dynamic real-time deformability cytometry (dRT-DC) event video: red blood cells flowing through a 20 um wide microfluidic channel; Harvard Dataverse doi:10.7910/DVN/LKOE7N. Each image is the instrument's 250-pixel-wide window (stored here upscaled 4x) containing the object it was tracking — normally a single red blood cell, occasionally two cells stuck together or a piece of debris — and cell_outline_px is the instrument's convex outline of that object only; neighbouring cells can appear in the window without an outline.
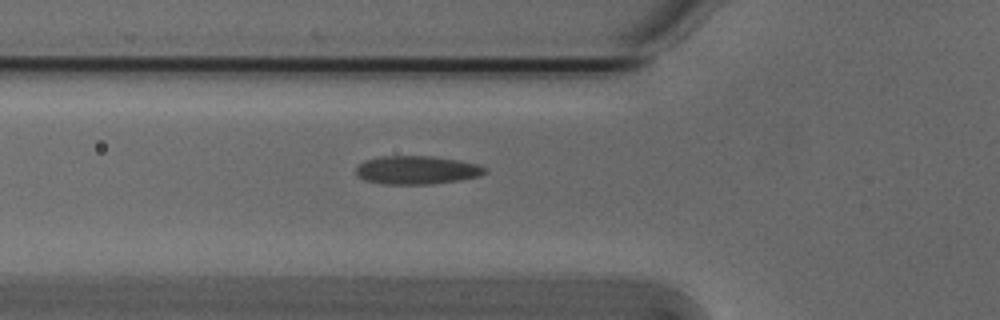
{"species": "Egyptian fruit bat (a non-hibernating species)", "species_latin": "Rousettus aegyptiacus", "temperature_condition": "cold", "stored_images_in_passage": 36, "camera_frame_rate_fps": 3000, "um_per_image_px": 0.085, "animal": {"sex": "male"}, "frame": {"image": 1, "passage_image": 5, "time_ms": 1.333, "image_size_px": [1000, 320], "cell_outline_px": [[488, 172], [480, 176], [460, 180], [432, 184], [380, 184], [364, 180], [356, 176], [356, 168], [364, 160], [380, 156], [432, 156], [460, 160], [476, 164], [484, 168]], "centroid_in_image_um": [35.4, 14.46], "position_along_channel_um": 90.4, "area_um2": 21.5}}
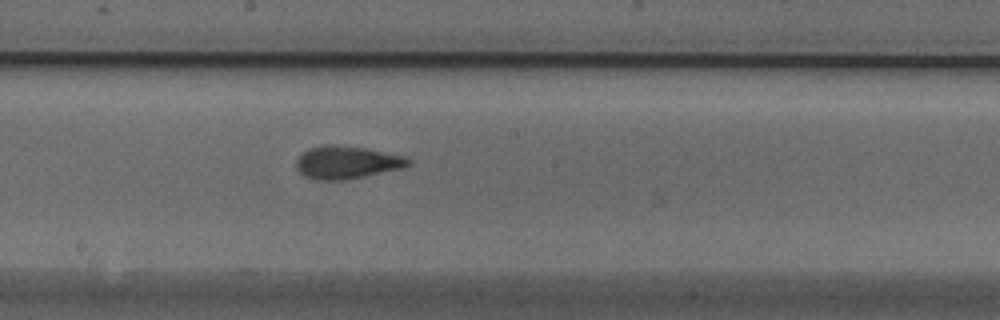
{"frame": {"image": 2, "passage_image": 15, "time_ms": 4.667, "image_size_px": [1000, 320], "cell_outline_px": [[412, 164], [404, 168], [344, 180], [316, 180], [304, 176], [296, 168], [296, 160], [308, 148], [324, 144], [336, 144], [368, 148], [404, 156], [412, 160]], "centroid_in_image_um": [29.5, 13.79], "position_along_channel_um": 218.7, "area_um2": 21.68}}
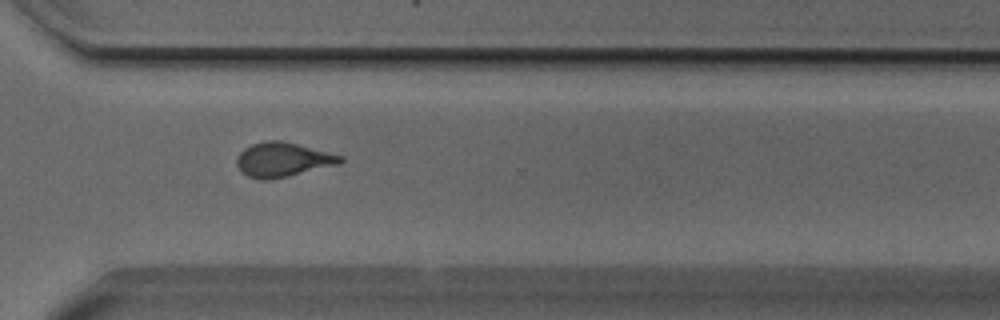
{"frame": {"image": 3, "passage_image": 25, "time_ms": 8.0, "image_size_px": [1000, 320], "cell_outline_px": [[344, 160], [340, 164], [288, 176], [268, 180], [260, 180], [248, 176], [236, 164], [236, 160], [240, 152], [244, 148], [252, 144], [268, 140], [280, 140], [344, 156]], "centroid_in_image_um": [24.05, 13.57], "position_along_channel_um": 346.6, "area_um2": 20.58}, "authors_computed_cell_mechanics": {"area_um2": 20.5479, "velocity_mm_per_s": 3.8431, "shape_relaxation_time_tau1_ms": 5.7471, "shape_relaxation_time_tau2_ms": 0.7318, "deformation_change_tau1": 0.1647, "deformation_change_tau2": 0.0611}}